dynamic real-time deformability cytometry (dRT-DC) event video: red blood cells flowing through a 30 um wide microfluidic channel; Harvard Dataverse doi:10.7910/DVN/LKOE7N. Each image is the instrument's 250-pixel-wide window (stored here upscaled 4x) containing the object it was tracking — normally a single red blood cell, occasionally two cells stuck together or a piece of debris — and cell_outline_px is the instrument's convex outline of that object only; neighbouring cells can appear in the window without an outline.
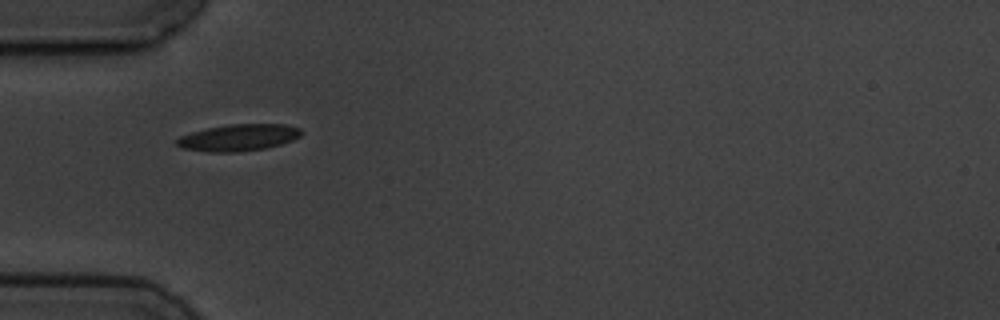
{"species": "common noctule bat (a hibernating species)", "species_latin": "Nyctalus noctula", "temperature_condition": "cold", "stored_images_in_passage": 2, "camera_frame_rate_fps": 3000, "um_per_image_px": 0.085, "animal": {"sex": "male", "body_mass_g": 19.5, "forearm_length_mm": 54.6}, "frame": {"image": 1, "passage_image": 1, "time_ms": 0.0, "image_size_px": [1000, 320], "cell_outline_px": [[304, 132], [300, 136], [292, 140], [280, 144], [264, 148], [236, 152], [208, 152], [184, 148], [176, 144], [176, 140], [180, 136], [192, 132], [208, 128], [228, 124], [284, 124], [300, 128]], "centroid_in_image_um": [20.29, 11.68], "position_along_channel_um": 64.7, "area_um2": 19.25}}
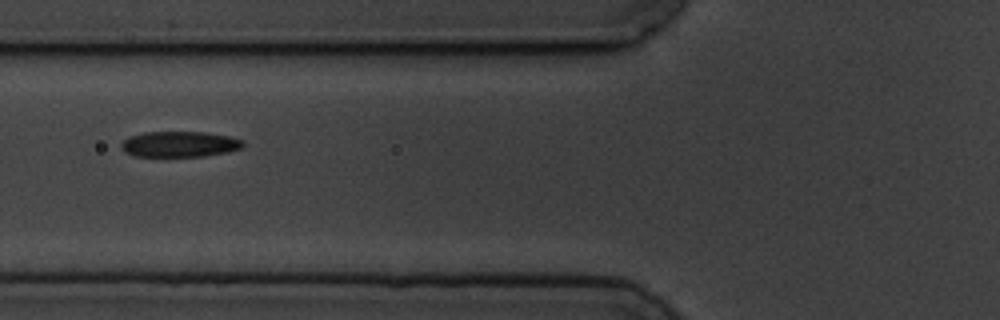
{"frame": {"image": 2, "passage_image": 2, "time_ms": 1.333, "image_size_px": [1000, 320], "cell_outline_px": [[244, 144], [240, 148], [224, 152], [204, 156], [132, 156], [124, 152], [120, 144], [128, 136], [144, 132], [204, 132], [228, 136], [244, 140]], "centroid_in_image_um": [15.21, 12.25], "position_along_channel_um": 110.6, "area_um2": 18.15}}